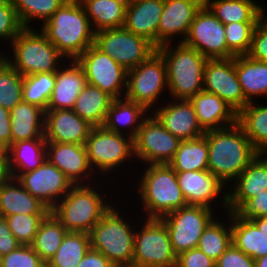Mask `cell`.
<instances>
[{"label":"cell","mask_w":267,"mask_h":267,"mask_svg":"<svg viewBox=\"0 0 267 267\" xmlns=\"http://www.w3.org/2000/svg\"><path fill=\"white\" fill-rule=\"evenodd\" d=\"M46 214H14L5 216L9 229L21 245H31L39 224Z\"/></svg>","instance_id":"45"},{"label":"cell","mask_w":267,"mask_h":267,"mask_svg":"<svg viewBox=\"0 0 267 267\" xmlns=\"http://www.w3.org/2000/svg\"><path fill=\"white\" fill-rule=\"evenodd\" d=\"M146 219L141 230L135 232L132 267H176L177 255L164 222Z\"/></svg>","instance_id":"8"},{"label":"cell","mask_w":267,"mask_h":267,"mask_svg":"<svg viewBox=\"0 0 267 267\" xmlns=\"http://www.w3.org/2000/svg\"><path fill=\"white\" fill-rule=\"evenodd\" d=\"M12 144L17 141L45 139V111L36 105L20 101L10 110Z\"/></svg>","instance_id":"29"},{"label":"cell","mask_w":267,"mask_h":267,"mask_svg":"<svg viewBox=\"0 0 267 267\" xmlns=\"http://www.w3.org/2000/svg\"><path fill=\"white\" fill-rule=\"evenodd\" d=\"M88 185H74L51 210L68 232L90 233L111 209L104 197Z\"/></svg>","instance_id":"5"},{"label":"cell","mask_w":267,"mask_h":267,"mask_svg":"<svg viewBox=\"0 0 267 267\" xmlns=\"http://www.w3.org/2000/svg\"><path fill=\"white\" fill-rule=\"evenodd\" d=\"M204 4L224 25L232 22H257L266 13L253 0H204Z\"/></svg>","instance_id":"35"},{"label":"cell","mask_w":267,"mask_h":267,"mask_svg":"<svg viewBox=\"0 0 267 267\" xmlns=\"http://www.w3.org/2000/svg\"><path fill=\"white\" fill-rule=\"evenodd\" d=\"M24 76L14 69L2 56L0 57V106L11 110L23 100L22 86Z\"/></svg>","instance_id":"42"},{"label":"cell","mask_w":267,"mask_h":267,"mask_svg":"<svg viewBox=\"0 0 267 267\" xmlns=\"http://www.w3.org/2000/svg\"><path fill=\"white\" fill-rule=\"evenodd\" d=\"M207 59H226L235 55L227 48L224 24L203 4L196 13L182 42Z\"/></svg>","instance_id":"13"},{"label":"cell","mask_w":267,"mask_h":267,"mask_svg":"<svg viewBox=\"0 0 267 267\" xmlns=\"http://www.w3.org/2000/svg\"><path fill=\"white\" fill-rule=\"evenodd\" d=\"M12 145L10 111L0 106V151L5 152Z\"/></svg>","instance_id":"53"},{"label":"cell","mask_w":267,"mask_h":267,"mask_svg":"<svg viewBox=\"0 0 267 267\" xmlns=\"http://www.w3.org/2000/svg\"><path fill=\"white\" fill-rule=\"evenodd\" d=\"M9 178L7 171V157L5 152L0 151V186Z\"/></svg>","instance_id":"55"},{"label":"cell","mask_w":267,"mask_h":267,"mask_svg":"<svg viewBox=\"0 0 267 267\" xmlns=\"http://www.w3.org/2000/svg\"><path fill=\"white\" fill-rule=\"evenodd\" d=\"M92 128L72 109L45 111L44 138L47 142L85 144Z\"/></svg>","instance_id":"21"},{"label":"cell","mask_w":267,"mask_h":267,"mask_svg":"<svg viewBox=\"0 0 267 267\" xmlns=\"http://www.w3.org/2000/svg\"><path fill=\"white\" fill-rule=\"evenodd\" d=\"M249 102L238 114L237 123L242 127L253 147L267 153V105L256 106Z\"/></svg>","instance_id":"36"},{"label":"cell","mask_w":267,"mask_h":267,"mask_svg":"<svg viewBox=\"0 0 267 267\" xmlns=\"http://www.w3.org/2000/svg\"><path fill=\"white\" fill-rule=\"evenodd\" d=\"M15 179L50 211L74 186L66 175L47 159L40 167L19 173Z\"/></svg>","instance_id":"17"},{"label":"cell","mask_w":267,"mask_h":267,"mask_svg":"<svg viewBox=\"0 0 267 267\" xmlns=\"http://www.w3.org/2000/svg\"><path fill=\"white\" fill-rule=\"evenodd\" d=\"M256 267H267V255L255 260Z\"/></svg>","instance_id":"57"},{"label":"cell","mask_w":267,"mask_h":267,"mask_svg":"<svg viewBox=\"0 0 267 267\" xmlns=\"http://www.w3.org/2000/svg\"><path fill=\"white\" fill-rule=\"evenodd\" d=\"M113 207L89 233L91 248L105 255L115 267H132L135 231Z\"/></svg>","instance_id":"6"},{"label":"cell","mask_w":267,"mask_h":267,"mask_svg":"<svg viewBox=\"0 0 267 267\" xmlns=\"http://www.w3.org/2000/svg\"><path fill=\"white\" fill-rule=\"evenodd\" d=\"M41 29L67 59L76 60L94 44L95 32L79 0L64 2Z\"/></svg>","instance_id":"2"},{"label":"cell","mask_w":267,"mask_h":267,"mask_svg":"<svg viewBox=\"0 0 267 267\" xmlns=\"http://www.w3.org/2000/svg\"><path fill=\"white\" fill-rule=\"evenodd\" d=\"M20 245L11 233L5 217L0 216V257L14 251Z\"/></svg>","instance_id":"52"},{"label":"cell","mask_w":267,"mask_h":267,"mask_svg":"<svg viewBox=\"0 0 267 267\" xmlns=\"http://www.w3.org/2000/svg\"><path fill=\"white\" fill-rule=\"evenodd\" d=\"M23 29L12 0H8L0 7V40L7 39L12 43Z\"/></svg>","instance_id":"47"},{"label":"cell","mask_w":267,"mask_h":267,"mask_svg":"<svg viewBox=\"0 0 267 267\" xmlns=\"http://www.w3.org/2000/svg\"><path fill=\"white\" fill-rule=\"evenodd\" d=\"M16 183V184H15ZM50 210L28 192L15 178L0 186V216L14 214H47Z\"/></svg>","instance_id":"27"},{"label":"cell","mask_w":267,"mask_h":267,"mask_svg":"<svg viewBox=\"0 0 267 267\" xmlns=\"http://www.w3.org/2000/svg\"><path fill=\"white\" fill-rule=\"evenodd\" d=\"M113 99L100 88L87 84L76 98L72 110L91 126H103Z\"/></svg>","instance_id":"34"},{"label":"cell","mask_w":267,"mask_h":267,"mask_svg":"<svg viewBox=\"0 0 267 267\" xmlns=\"http://www.w3.org/2000/svg\"><path fill=\"white\" fill-rule=\"evenodd\" d=\"M79 1L85 9L94 32L104 29L122 28L124 26L127 7L125 0Z\"/></svg>","instance_id":"33"},{"label":"cell","mask_w":267,"mask_h":267,"mask_svg":"<svg viewBox=\"0 0 267 267\" xmlns=\"http://www.w3.org/2000/svg\"><path fill=\"white\" fill-rule=\"evenodd\" d=\"M68 233L61 221L49 211L39 224L34 241L33 250L47 263L55 255L63 238Z\"/></svg>","instance_id":"37"},{"label":"cell","mask_w":267,"mask_h":267,"mask_svg":"<svg viewBox=\"0 0 267 267\" xmlns=\"http://www.w3.org/2000/svg\"><path fill=\"white\" fill-rule=\"evenodd\" d=\"M46 144V139L14 142L5 151L9 177L16 178L19 173H26L40 167L46 160Z\"/></svg>","instance_id":"28"},{"label":"cell","mask_w":267,"mask_h":267,"mask_svg":"<svg viewBox=\"0 0 267 267\" xmlns=\"http://www.w3.org/2000/svg\"><path fill=\"white\" fill-rule=\"evenodd\" d=\"M259 230H262L267 235V217L253 218L250 219Z\"/></svg>","instance_id":"56"},{"label":"cell","mask_w":267,"mask_h":267,"mask_svg":"<svg viewBox=\"0 0 267 267\" xmlns=\"http://www.w3.org/2000/svg\"><path fill=\"white\" fill-rule=\"evenodd\" d=\"M218 220H212L203 231L197 248L204 252L215 262L226 251L232 243L231 241V224L228 228Z\"/></svg>","instance_id":"41"},{"label":"cell","mask_w":267,"mask_h":267,"mask_svg":"<svg viewBox=\"0 0 267 267\" xmlns=\"http://www.w3.org/2000/svg\"><path fill=\"white\" fill-rule=\"evenodd\" d=\"M237 213L249 220L267 217V190L251 198Z\"/></svg>","instance_id":"51"},{"label":"cell","mask_w":267,"mask_h":267,"mask_svg":"<svg viewBox=\"0 0 267 267\" xmlns=\"http://www.w3.org/2000/svg\"><path fill=\"white\" fill-rule=\"evenodd\" d=\"M215 267H256L255 260L232 243L215 262Z\"/></svg>","instance_id":"49"},{"label":"cell","mask_w":267,"mask_h":267,"mask_svg":"<svg viewBox=\"0 0 267 267\" xmlns=\"http://www.w3.org/2000/svg\"><path fill=\"white\" fill-rule=\"evenodd\" d=\"M8 0H0V7L3 6Z\"/></svg>","instance_id":"58"},{"label":"cell","mask_w":267,"mask_h":267,"mask_svg":"<svg viewBox=\"0 0 267 267\" xmlns=\"http://www.w3.org/2000/svg\"><path fill=\"white\" fill-rule=\"evenodd\" d=\"M164 0H136L127 3L124 28L148 39L157 47V28Z\"/></svg>","instance_id":"24"},{"label":"cell","mask_w":267,"mask_h":267,"mask_svg":"<svg viewBox=\"0 0 267 267\" xmlns=\"http://www.w3.org/2000/svg\"><path fill=\"white\" fill-rule=\"evenodd\" d=\"M203 90L219 96L237 113L249 103L244 97L236 73L235 56L226 59H207Z\"/></svg>","instance_id":"16"},{"label":"cell","mask_w":267,"mask_h":267,"mask_svg":"<svg viewBox=\"0 0 267 267\" xmlns=\"http://www.w3.org/2000/svg\"><path fill=\"white\" fill-rule=\"evenodd\" d=\"M143 173L138 190L147 218L160 219L187 205L176 172L169 164H149Z\"/></svg>","instance_id":"4"},{"label":"cell","mask_w":267,"mask_h":267,"mask_svg":"<svg viewBox=\"0 0 267 267\" xmlns=\"http://www.w3.org/2000/svg\"><path fill=\"white\" fill-rule=\"evenodd\" d=\"M0 267H46V263L31 245H20L14 251L0 257Z\"/></svg>","instance_id":"46"},{"label":"cell","mask_w":267,"mask_h":267,"mask_svg":"<svg viewBox=\"0 0 267 267\" xmlns=\"http://www.w3.org/2000/svg\"><path fill=\"white\" fill-rule=\"evenodd\" d=\"M69 66L55 72V86L47 110L73 109L76 98L87 85L81 65L76 60H71Z\"/></svg>","instance_id":"26"},{"label":"cell","mask_w":267,"mask_h":267,"mask_svg":"<svg viewBox=\"0 0 267 267\" xmlns=\"http://www.w3.org/2000/svg\"><path fill=\"white\" fill-rule=\"evenodd\" d=\"M46 159L73 185H83V181L92 176L90 169L94 168L90 167L85 144L47 142Z\"/></svg>","instance_id":"20"},{"label":"cell","mask_w":267,"mask_h":267,"mask_svg":"<svg viewBox=\"0 0 267 267\" xmlns=\"http://www.w3.org/2000/svg\"><path fill=\"white\" fill-rule=\"evenodd\" d=\"M157 47L166 65L168 91L174 100H190L203 90L204 67L207 58L196 49L178 42Z\"/></svg>","instance_id":"3"},{"label":"cell","mask_w":267,"mask_h":267,"mask_svg":"<svg viewBox=\"0 0 267 267\" xmlns=\"http://www.w3.org/2000/svg\"><path fill=\"white\" fill-rule=\"evenodd\" d=\"M175 101L167 106L157 107L151 114H154L164 128L181 141L203 136L205 131L199 125L194 105L190 100Z\"/></svg>","instance_id":"22"},{"label":"cell","mask_w":267,"mask_h":267,"mask_svg":"<svg viewBox=\"0 0 267 267\" xmlns=\"http://www.w3.org/2000/svg\"><path fill=\"white\" fill-rule=\"evenodd\" d=\"M175 172L208 170V143L203 135L196 139L181 141L169 163Z\"/></svg>","instance_id":"38"},{"label":"cell","mask_w":267,"mask_h":267,"mask_svg":"<svg viewBox=\"0 0 267 267\" xmlns=\"http://www.w3.org/2000/svg\"><path fill=\"white\" fill-rule=\"evenodd\" d=\"M168 88L166 65L156 51L147 60L127 72V88L124 97L144 106L147 110L154 106Z\"/></svg>","instance_id":"11"},{"label":"cell","mask_w":267,"mask_h":267,"mask_svg":"<svg viewBox=\"0 0 267 267\" xmlns=\"http://www.w3.org/2000/svg\"><path fill=\"white\" fill-rule=\"evenodd\" d=\"M234 182L232 193H224L220 204L227 212H238L251 198L267 190V154L259 153Z\"/></svg>","instance_id":"18"},{"label":"cell","mask_w":267,"mask_h":267,"mask_svg":"<svg viewBox=\"0 0 267 267\" xmlns=\"http://www.w3.org/2000/svg\"><path fill=\"white\" fill-rule=\"evenodd\" d=\"M204 0H164V7L157 28V47L171 43L175 35L184 36L189 31L196 13L203 6Z\"/></svg>","instance_id":"19"},{"label":"cell","mask_w":267,"mask_h":267,"mask_svg":"<svg viewBox=\"0 0 267 267\" xmlns=\"http://www.w3.org/2000/svg\"><path fill=\"white\" fill-rule=\"evenodd\" d=\"M254 60L267 62V17L262 14L258 19L249 53Z\"/></svg>","instance_id":"48"},{"label":"cell","mask_w":267,"mask_h":267,"mask_svg":"<svg viewBox=\"0 0 267 267\" xmlns=\"http://www.w3.org/2000/svg\"><path fill=\"white\" fill-rule=\"evenodd\" d=\"M13 57L1 56L21 75L51 73L59 69V62L64 57L41 31L24 28L12 41ZM61 59V60H60Z\"/></svg>","instance_id":"7"},{"label":"cell","mask_w":267,"mask_h":267,"mask_svg":"<svg viewBox=\"0 0 267 267\" xmlns=\"http://www.w3.org/2000/svg\"><path fill=\"white\" fill-rule=\"evenodd\" d=\"M126 134L114 133L104 126L93 127L86 140L90 167L106 174L134 156V144Z\"/></svg>","instance_id":"12"},{"label":"cell","mask_w":267,"mask_h":267,"mask_svg":"<svg viewBox=\"0 0 267 267\" xmlns=\"http://www.w3.org/2000/svg\"><path fill=\"white\" fill-rule=\"evenodd\" d=\"M181 140L167 131L155 116H146L133 139L134 158L149 164H169Z\"/></svg>","instance_id":"15"},{"label":"cell","mask_w":267,"mask_h":267,"mask_svg":"<svg viewBox=\"0 0 267 267\" xmlns=\"http://www.w3.org/2000/svg\"><path fill=\"white\" fill-rule=\"evenodd\" d=\"M213 210L200 205H186L160 218L170 235L174 253L197 248L199 239L214 219Z\"/></svg>","instance_id":"10"},{"label":"cell","mask_w":267,"mask_h":267,"mask_svg":"<svg viewBox=\"0 0 267 267\" xmlns=\"http://www.w3.org/2000/svg\"><path fill=\"white\" fill-rule=\"evenodd\" d=\"M94 45L127 71L147 60L157 47L124 27L95 32Z\"/></svg>","instance_id":"9"},{"label":"cell","mask_w":267,"mask_h":267,"mask_svg":"<svg viewBox=\"0 0 267 267\" xmlns=\"http://www.w3.org/2000/svg\"><path fill=\"white\" fill-rule=\"evenodd\" d=\"M176 177L187 205L213 209L210 203L225 189V184L209 170L176 172Z\"/></svg>","instance_id":"23"},{"label":"cell","mask_w":267,"mask_h":267,"mask_svg":"<svg viewBox=\"0 0 267 267\" xmlns=\"http://www.w3.org/2000/svg\"><path fill=\"white\" fill-rule=\"evenodd\" d=\"M77 267H115L101 252L90 248Z\"/></svg>","instance_id":"54"},{"label":"cell","mask_w":267,"mask_h":267,"mask_svg":"<svg viewBox=\"0 0 267 267\" xmlns=\"http://www.w3.org/2000/svg\"><path fill=\"white\" fill-rule=\"evenodd\" d=\"M127 3H130V2H133V1H136V0H125Z\"/></svg>","instance_id":"59"},{"label":"cell","mask_w":267,"mask_h":267,"mask_svg":"<svg viewBox=\"0 0 267 267\" xmlns=\"http://www.w3.org/2000/svg\"><path fill=\"white\" fill-rule=\"evenodd\" d=\"M236 73L248 102L257 96H267V62L257 61L248 55L235 56Z\"/></svg>","instance_id":"32"},{"label":"cell","mask_w":267,"mask_h":267,"mask_svg":"<svg viewBox=\"0 0 267 267\" xmlns=\"http://www.w3.org/2000/svg\"><path fill=\"white\" fill-rule=\"evenodd\" d=\"M257 22H232L224 25L227 48L235 55H247Z\"/></svg>","instance_id":"44"},{"label":"cell","mask_w":267,"mask_h":267,"mask_svg":"<svg viewBox=\"0 0 267 267\" xmlns=\"http://www.w3.org/2000/svg\"><path fill=\"white\" fill-rule=\"evenodd\" d=\"M147 109L137 104L134 101L128 100L125 97L113 99L110 108L108 109L104 127L107 130H110L114 133H122L123 127H130L131 131L128 133L127 137L134 139L137 135V132L142 125ZM132 127V128H131Z\"/></svg>","instance_id":"31"},{"label":"cell","mask_w":267,"mask_h":267,"mask_svg":"<svg viewBox=\"0 0 267 267\" xmlns=\"http://www.w3.org/2000/svg\"><path fill=\"white\" fill-rule=\"evenodd\" d=\"M54 86L55 72H42L24 76L22 86L23 101L46 111Z\"/></svg>","instance_id":"40"},{"label":"cell","mask_w":267,"mask_h":267,"mask_svg":"<svg viewBox=\"0 0 267 267\" xmlns=\"http://www.w3.org/2000/svg\"><path fill=\"white\" fill-rule=\"evenodd\" d=\"M176 267H215V261L200 249L193 248L177 256Z\"/></svg>","instance_id":"50"},{"label":"cell","mask_w":267,"mask_h":267,"mask_svg":"<svg viewBox=\"0 0 267 267\" xmlns=\"http://www.w3.org/2000/svg\"><path fill=\"white\" fill-rule=\"evenodd\" d=\"M204 136L208 143V170L225 185L234 181L259 154L238 123L208 130Z\"/></svg>","instance_id":"1"},{"label":"cell","mask_w":267,"mask_h":267,"mask_svg":"<svg viewBox=\"0 0 267 267\" xmlns=\"http://www.w3.org/2000/svg\"><path fill=\"white\" fill-rule=\"evenodd\" d=\"M231 223L232 244L253 260L267 255V235L237 212H227Z\"/></svg>","instance_id":"30"},{"label":"cell","mask_w":267,"mask_h":267,"mask_svg":"<svg viewBox=\"0 0 267 267\" xmlns=\"http://www.w3.org/2000/svg\"><path fill=\"white\" fill-rule=\"evenodd\" d=\"M76 61L85 72L87 84L100 88L114 99L122 97L127 88V70L115 62L94 44L82 53Z\"/></svg>","instance_id":"14"},{"label":"cell","mask_w":267,"mask_h":267,"mask_svg":"<svg viewBox=\"0 0 267 267\" xmlns=\"http://www.w3.org/2000/svg\"><path fill=\"white\" fill-rule=\"evenodd\" d=\"M190 102L194 105L199 125L205 132L237 123L238 113L216 94L202 90Z\"/></svg>","instance_id":"25"},{"label":"cell","mask_w":267,"mask_h":267,"mask_svg":"<svg viewBox=\"0 0 267 267\" xmlns=\"http://www.w3.org/2000/svg\"><path fill=\"white\" fill-rule=\"evenodd\" d=\"M67 0H12L19 20L24 28H30L32 19H41L43 24Z\"/></svg>","instance_id":"43"},{"label":"cell","mask_w":267,"mask_h":267,"mask_svg":"<svg viewBox=\"0 0 267 267\" xmlns=\"http://www.w3.org/2000/svg\"><path fill=\"white\" fill-rule=\"evenodd\" d=\"M91 248L90 235L85 232H68L46 267H77Z\"/></svg>","instance_id":"39"}]
</instances>
